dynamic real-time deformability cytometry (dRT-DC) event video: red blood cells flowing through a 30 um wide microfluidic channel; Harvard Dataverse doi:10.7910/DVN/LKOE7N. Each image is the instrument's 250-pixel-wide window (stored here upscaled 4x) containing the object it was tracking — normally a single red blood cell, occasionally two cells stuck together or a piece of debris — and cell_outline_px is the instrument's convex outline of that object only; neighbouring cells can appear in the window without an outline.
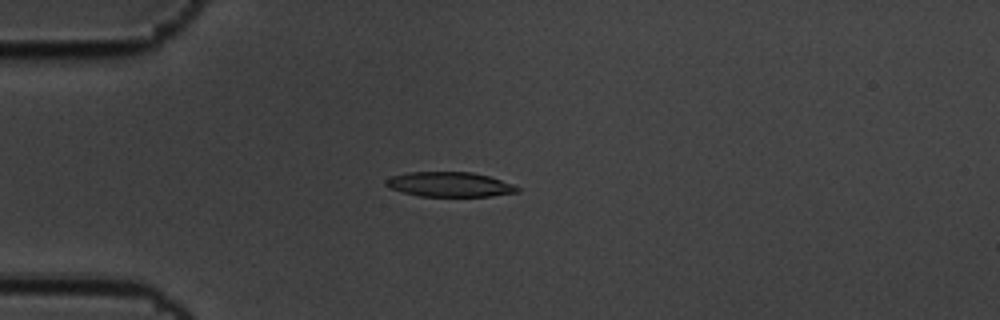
{"species": "common noctule bat (a hibernating species)", "species_latin": "Nyctalus noctula", "temperature_condition": "cold", "stored_images_in_passage": 9, "camera_frame_rate_fps": 3000, "um_per_image_px": 0.085, "animal": {"sex": "male", "body_mass_g": 19.5, "forearm_length_mm": 54.6}, "frame": {"image": 1, "passage_image": 4, "time_ms": 1.0, "image_size_px": [1000, 320], "cell_outline_px": [[520, 192], [492, 196], [420, 196], [388, 188], [384, 184], [384, 180], [392, 176], [408, 172], [472, 172], [488, 176], [512, 184], [520, 188]], "centroid_in_image_um": [38.2, 15.67], "position_along_channel_um": 46.8, "area_um2": 18.96}}
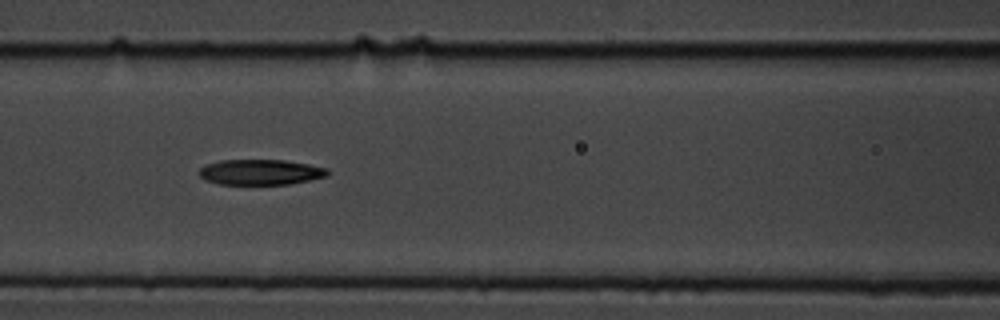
{"frame": {"image": 2, "passage_image": 7, "time_ms": 2.0, "image_size_px": [1000, 320], "cell_outline_px": [[328, 176], [288, 184], [220, 184], [204, 180], [196, 172], [200, 168], [208, 164], [220, 160], [284, 160], [308, 164], [328, 168]], "centroid_in_image_um": [22.11, 14.63], "position_along_channel_um": 144.5, "area_um2": 19.02}}
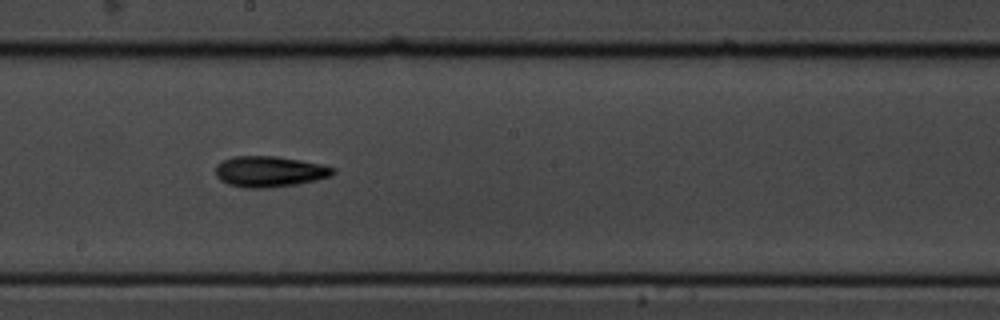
{"frame": {"image": 3, "passage_image": 9, "time_ms": 2.667, "image_size_px": [1000, 320], "cell_outline_px": [[336, 172], [332, 176], [316, 180], [296, 184], [268, 188], [244, 188], [228, 184], [220, 180], [216, 176], [216, 164], [232, 156], [276, 156], [300, 160], [320, 164], [336, 168]], "centroid_in_image_um": [22.91, 14.58], "position_along_channel_um": 225.3, "area_um2": 21.21}}